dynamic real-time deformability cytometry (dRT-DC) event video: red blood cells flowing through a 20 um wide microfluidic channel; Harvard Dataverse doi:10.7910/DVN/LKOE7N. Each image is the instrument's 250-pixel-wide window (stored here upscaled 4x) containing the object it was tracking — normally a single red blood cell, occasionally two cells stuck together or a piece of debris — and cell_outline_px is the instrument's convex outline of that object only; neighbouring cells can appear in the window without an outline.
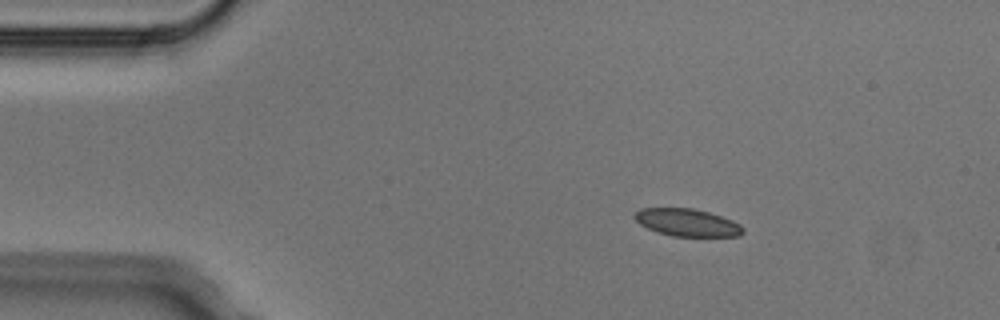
{"species": "Egyptian fruit bat (a non-hibernating species)", "species_latin": "Rousettus aegyptiacus", "temperature_condition": "cold", "stored_images_in_passage": 4, "camera_frame_rate_fps": 3000, "um_per_image_px": 0.085, "animal": {"sex": "male"}, "frame": {"image": 1, "passage_image": 2, "time_ms": 0.333, "image_size_px": [1000, 320], "cell_outline_px": [[744, 232], [740, 236], [672, 236], [656, 232], [640, 224], [632, 216], [640, 208], [696, 208], [732, 220], [740, 224], [744, 228]], "centroid_in_image_um": [58.41, 18.91], "position_along_channel_um": 26.6, "area_um2": 17.4}}
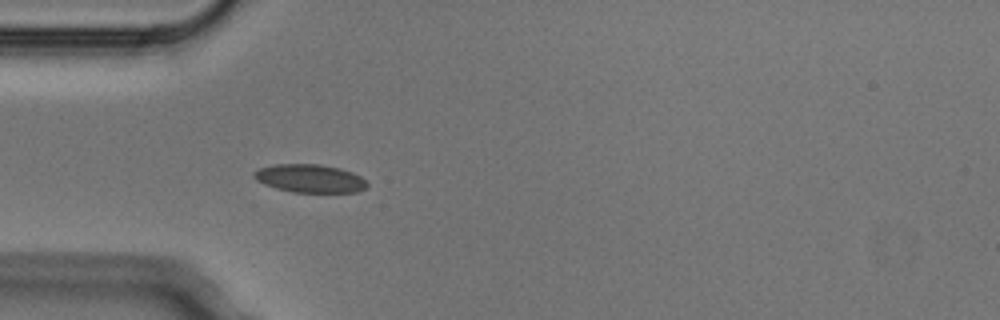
{"frame": {"image": 2, "passage_image": 4, "time_ms": 1.0, "image_size_px": [1000, 320], "cell_outline_px": [[368, 188], [356, 192], [292, 192], [276, 188], [264, 184], [256, 180], [252, 176], [252, 172], [260, 168], [276, 164], [320, 164], [340, 168], [352, 172], [360, 176], [368, 184]], "centroid_in_image_um": [26.33, 15.17], "position_along_channel_um": 58.7, "area_um2": 18.67}}